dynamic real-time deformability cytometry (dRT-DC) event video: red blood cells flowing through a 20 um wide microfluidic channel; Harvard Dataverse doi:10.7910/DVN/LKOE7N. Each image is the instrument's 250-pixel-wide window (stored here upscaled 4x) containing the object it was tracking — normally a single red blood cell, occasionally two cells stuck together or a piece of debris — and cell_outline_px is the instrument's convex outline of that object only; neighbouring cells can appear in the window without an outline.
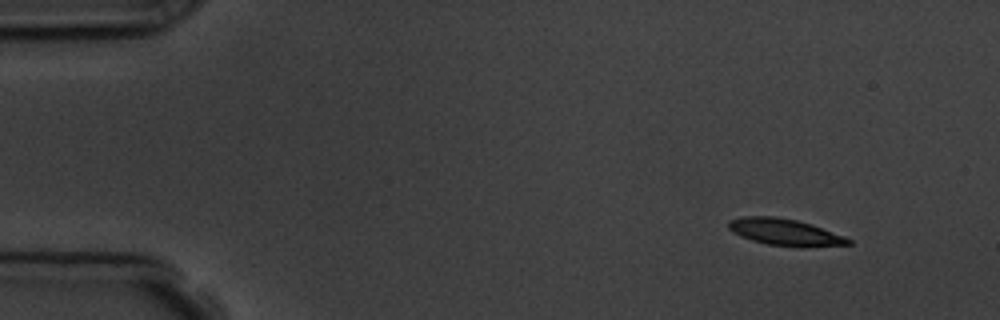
{"species": "common noctule bat (a hibernating species)", "species_latin": "Nyctalus noctula", "temperature_condition": "room temperature", "stored_images_in_passage": 4, "camera_frame_rate_fps": 3000, "um_per_image_px": 0.085, "animal": {"sex": "male", "body_mass_g": 19.5, "forearm_length_mm": 54.6}, "frame": {"image": 1, "passage_image": 1, "time_ms": 0.0, "image_size_px": [1000, 320], "cell_outline_px": [[852, 244], [804, 248], [768, 244], [752, 240], [740, 236], [732, 232], [728, 228], [728, 220], [744, 216], [776, 216], [796, 220], [812, 224], [844, 236], [852, 240]], "centroid_in_image_um": [66.73, 19.74], "position_along_channel_um": 18.3, "area_um2": 18.84}}
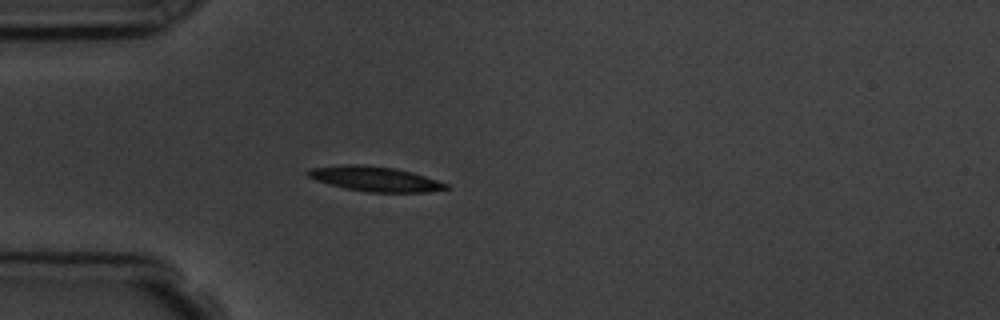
{"frame": {"image": 2, "passage_image": 4, "time_ms": 3.333, "image_size_px": [1000, 320], "cell_outline_px": [[452, 188], [428, 192], [368, 192], [344, 188], [316, 180], [304, 176], [304, 172], [308, 168], [344, 164], [360, 164], [396, 168], [412, 172], [448, 184]], "centroid_in_image_um": [31.82, 15.2], "position_along_channel_um": 53.2, "area_um2": 20.23}}